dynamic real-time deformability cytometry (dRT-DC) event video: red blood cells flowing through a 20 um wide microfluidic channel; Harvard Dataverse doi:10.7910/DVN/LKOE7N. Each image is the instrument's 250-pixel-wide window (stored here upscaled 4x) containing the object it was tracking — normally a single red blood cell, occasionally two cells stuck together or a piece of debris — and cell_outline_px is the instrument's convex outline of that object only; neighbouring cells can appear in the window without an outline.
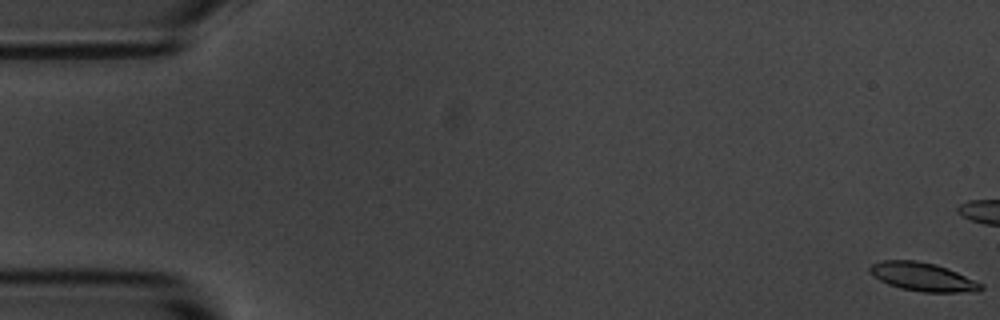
{"species": "common noctule bat (a hibernating species)", "species_latin": "Nyctalus noctula", "temperature_condition": "room temperature", "stored_images_in_passage": 5, "camera_frame_rate_fps": 3000, "um_per_image_px": 0.085, "animal": {"sex": "male", "body_mass_g": 20.1, "forearm_length_mm": 53.5}, "frame": {"image": 1, "passage_image": 1, "time_ms": 0.0, "image_size_px": [1000, 320], "cell_outline_px": [[984, 288], [980, 292], [924, 292], [900, 288], [888, 284], [872, 276], [868, 272], [868, 268], [872, 264], [880, 260], [916, 260], [936, 264], [948, 268], [984, 284]], "centroid_in_image_um": [78.44, 23.53], "position_along_channel_um": 6.6, "area_um2": 18.73}}